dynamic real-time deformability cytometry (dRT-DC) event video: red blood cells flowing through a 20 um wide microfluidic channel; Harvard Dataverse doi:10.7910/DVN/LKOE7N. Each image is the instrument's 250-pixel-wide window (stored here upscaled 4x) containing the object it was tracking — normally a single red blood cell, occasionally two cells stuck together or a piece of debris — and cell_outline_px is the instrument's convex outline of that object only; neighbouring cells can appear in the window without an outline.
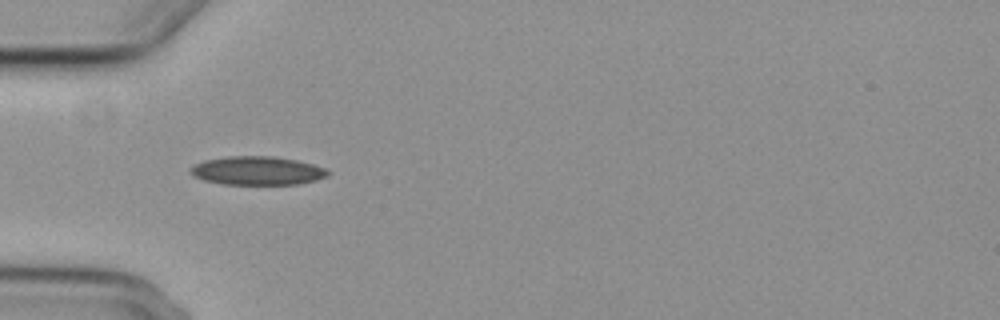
{"species": "common noctule bat (a hibernating species)", "species_latin": "Nyctalus noctula", "temperature_condition": "cold", "stored_images_in_passage": 2, "camera_frame_rate_fps": 3000, "um_per_image_px": 0.085, "animal": {"sex": "female", "body_mass_g": 29.2, "forearm_length_mm": 56.3}, "frame": {"image": 1, "passage_image": 1, "time_ms": 0.0, "image_size_px": [1000, 320], "cell_outline_px": [[328, 176], [316, 180], [300, 184], [220, 184], [204, 180], [192, 176], [188, 172], [196, 164], [204, 160], [228, 156], [272, 156], [296, 160], [312, 164], [324, 168], [328, 172]], "centroid_in_image_um": [21.84, 14.51], "position_along_channel_um": 63.2, "area_um2": 22.83}}
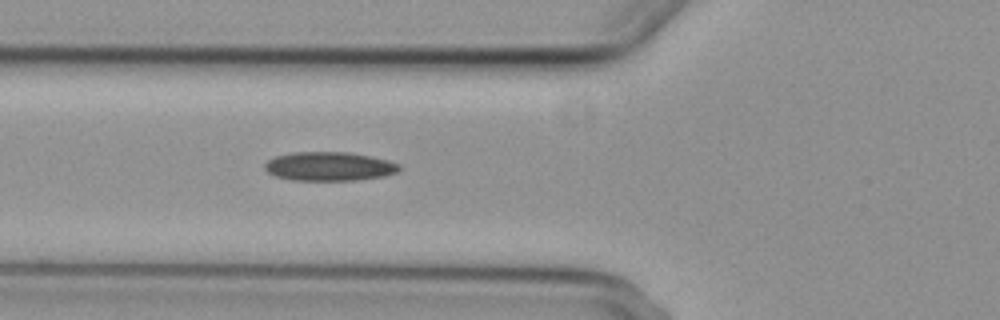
{"frame": {"image": 2, "passage_image": 2, "time_ms": 1.0, "image_size_px": [1000, 320], "cell_outline_px": [[400, 168], [396, 172], [384, 176], [356, 180], [292, 180], [276, 176], [268, 172], [264, 168], [264, 164], [268, 160], [276, 156], [292, 152], [348, 152], [372, 156], [388, 160], [400, 164]], "centroid_in_image_um": [27.99, 14.13], "position_along_channel_um": 97.8, "area_um2": 22.66}}